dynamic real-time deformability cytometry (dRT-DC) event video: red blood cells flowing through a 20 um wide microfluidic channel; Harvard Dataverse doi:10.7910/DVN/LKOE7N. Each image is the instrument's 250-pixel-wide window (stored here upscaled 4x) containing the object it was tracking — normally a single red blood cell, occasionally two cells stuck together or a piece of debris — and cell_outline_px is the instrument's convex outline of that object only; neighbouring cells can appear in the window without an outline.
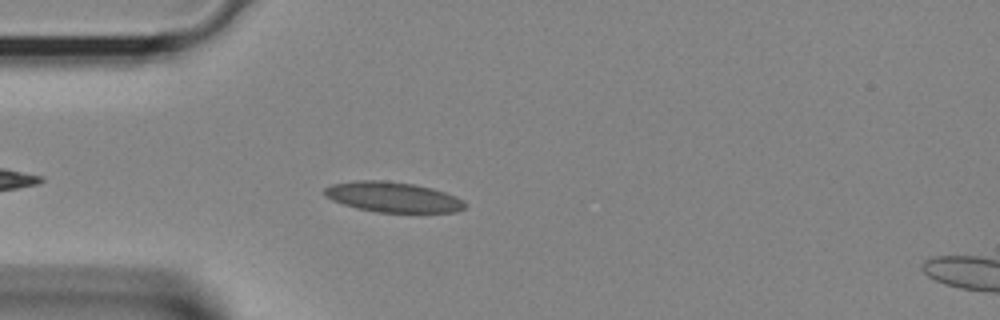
{"species": "Egyptian fruit bat (a non-hibernating species)", "species_latin": "Rousettus aegyptiacus", "temperature_condition": "room temperature", "stored_images_in_passage": 30, "camera_frame_rate_fps": 3000, "um_per_image_px": 0.085, "animal": {"sex": "female"}, "frame": {"image": 1, "passage_image": 4, "time_ms": 1.0, "image_size_px": [1000, 320], "cell_outline_px": [[468, 204], [464, 208], [456, 212], [376, 212], [356, 208], [332, 200], [324, 196], [324, 188], [332, 184], [356, 180], [384, 180], [416, 184], [432, 188], [456, 196], [464, 200]], "centroid_in_image_um": [33.4, 16.74], "position_along_channel_um": 51.6, "area_um2": 24.91}}
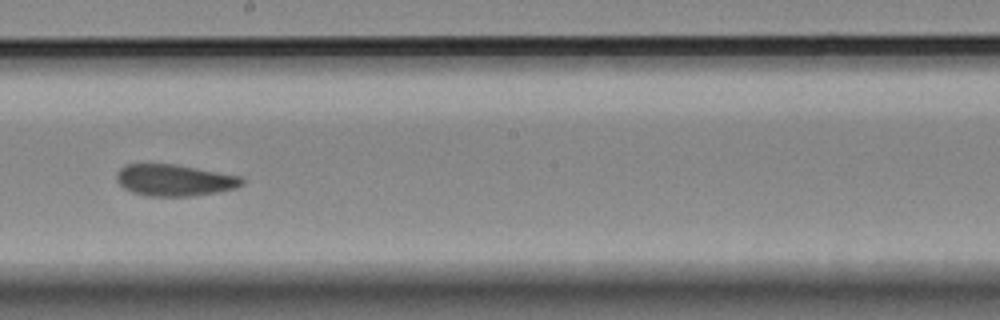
{"frame": {"image": 2, "passage_image": 15, "time_ms": 4.667, "image_size_px": [1000, 320], "cell_outline_px": [[244, 184], [236, 188], [216, 192], [192, 196], [144, 196], [132, 192], [124, 188], [116, 180], [116, 176], [120, 168], [128, 164], [176, 164], [244, 176]], "centroid_in_image_um": [14.87, 15.31], "position_along_channel_um": 233.3, "area_um2": 23.29}}
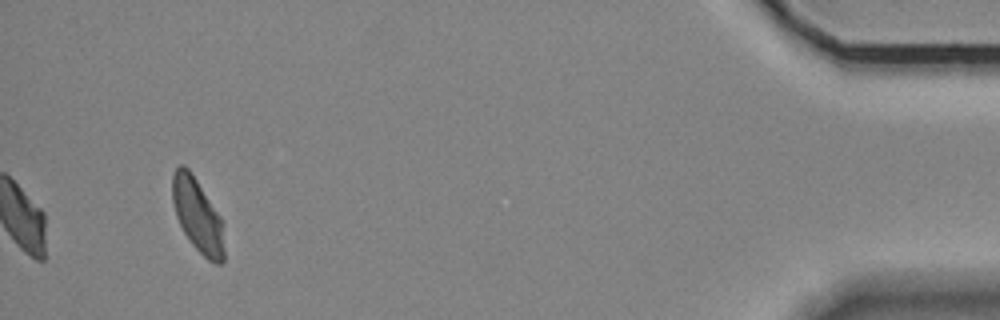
{"frame": {"image": 3, "passage_image": 30, "time_ms": 9.667, "image_size_px": [1000, 320], "cell_outline_px": [[224, 260], [220, 264], [216, 264], [208, 260], [188, 240], [176, 216], [172, 200], [172, 176], [176, 168], [180, 164], [184, 164], [188, 168], [220, 216], [224, 252]], "centroid_in_image_um": [16.76, 18.31], "position_along_channel_um": 418.4, "area_um2": 21.79}}